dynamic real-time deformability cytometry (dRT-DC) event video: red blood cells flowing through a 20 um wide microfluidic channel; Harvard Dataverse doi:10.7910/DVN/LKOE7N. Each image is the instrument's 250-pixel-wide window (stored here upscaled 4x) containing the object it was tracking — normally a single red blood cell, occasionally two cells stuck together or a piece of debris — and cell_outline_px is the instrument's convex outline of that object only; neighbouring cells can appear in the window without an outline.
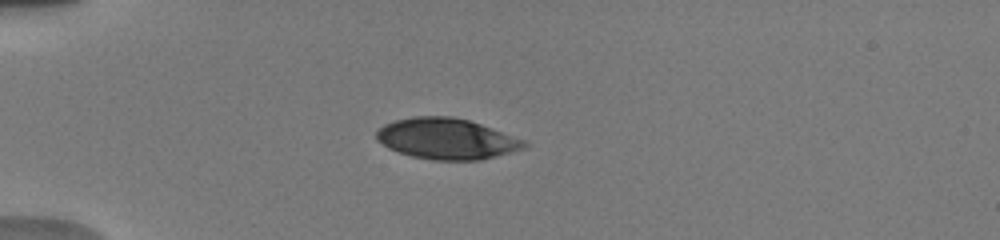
{"species": "human", "species_latin": "Homo sapiens", "temperature_condition": "warm", "stored_images_in_passage": 3, "camera_frame_rate_fps": 3000, "um_per_image_px": 0.085, "donor": {"sex": "male"}, "frame": {"image": 1, "passage_image": 1, "time_ms": 0.0, "image_size_px": [1000, 240], "cell_outline_px": [[528, 148], [480, 160], [432, 160], [412, 156], [388, 148], [376, 140], [376, 132], [384, 124], [396, 120], [412, 116], [452, 116], [468, 120], [492, 128], [524, 140], [528, 144]], "centroid_in_image_um": [37.97, 11.8], "position_along_channel_um": 47.0, "area_um2": 35.2}}
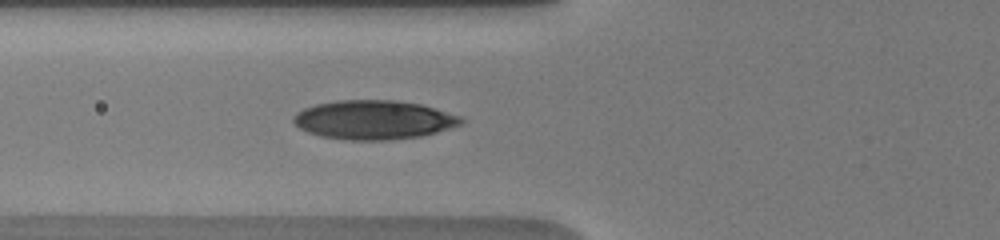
{"frame": {"image": 2, "passage_image": 3, "time_ms": 2.0, "image_size_px": [1000, 240], "cell_outline_px": [[464, 120], [460, 124], [436, 132], [420, 136], [388, 140], [348, 140], [320, 136], [308, 132], [300, 128], [292, 120], [292, 116], [296, 112], [304, 108], [316, 104], [336, 100], [396, 100], [420, 104], [460, 116]], "centroid_in_image_um": [31.72, 10.18], "position_along_channel_um": 94.1, "area_um2": 37.97}}